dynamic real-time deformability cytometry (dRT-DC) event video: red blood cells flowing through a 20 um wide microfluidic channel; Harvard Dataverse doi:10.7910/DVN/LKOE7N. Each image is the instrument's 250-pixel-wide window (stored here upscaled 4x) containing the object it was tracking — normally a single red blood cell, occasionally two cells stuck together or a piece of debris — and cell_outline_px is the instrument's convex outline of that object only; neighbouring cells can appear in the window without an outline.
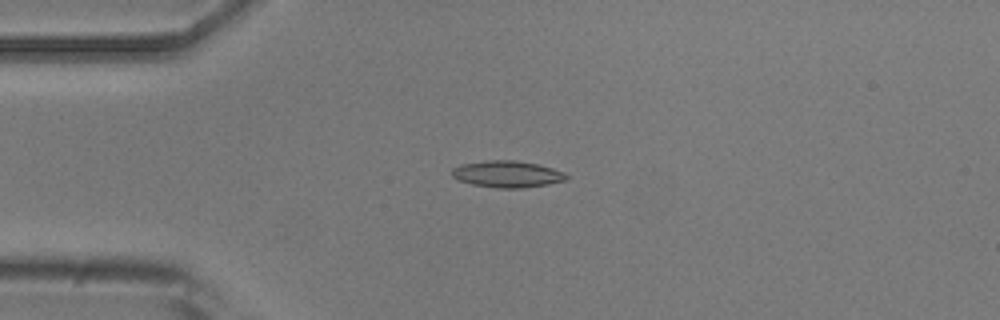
{"species": "common noctule bat (a hibernating species)", "species_latin": "Nyctalus noctula", "temperature_condition": "room temperature", "stored_images_in_passage": 6, "camera_frame_rate_fps": 3000, "um_per_image_px": 0.085, "animal": {"sex": "male", "body_mass_g": 20.5, "forearm_length_mm": 52.5}, "frame": {"image": 1, "passage_image": 3, "time_ms": 2.333, "image_size_px": [1000, 320], "cell_outline_px": [[568, 176], [564, 180], [548, 184], [520, 188], [496, 188], [472, 184], [460, 180], [452, 176], [452, 168], [460, 164], [488, 160], [512, 160], [536, 164], [552, 168], [564, 172]], "centroid_in_image_um": [43.08, 14.79], "position_along_channel_um": 41.9, "area_um2": 17.57}}
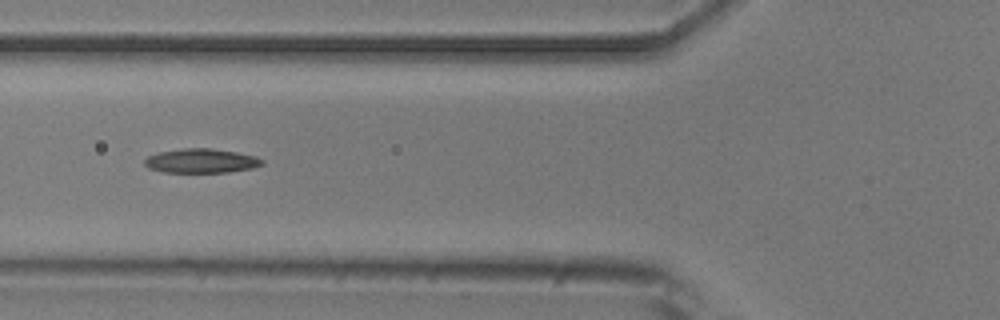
{"frame": {"image": 2, "passage_image": 5, "time_ms": 4.667, "image_size_px": [1000, 320], "cell_outline_px": [[264, 164], [252, 168], [228, 172], [164, 172], [148, 168], [144, 164], [144, 160], [148, 156], [156, 152], [184, 148], [208, 148], [236, 152], [256, 156], [264, 160]], "centroid_in_image_um": [17.09, 13.67], "position_along_channel_um": 108.7, "area_um2": 16.65}}
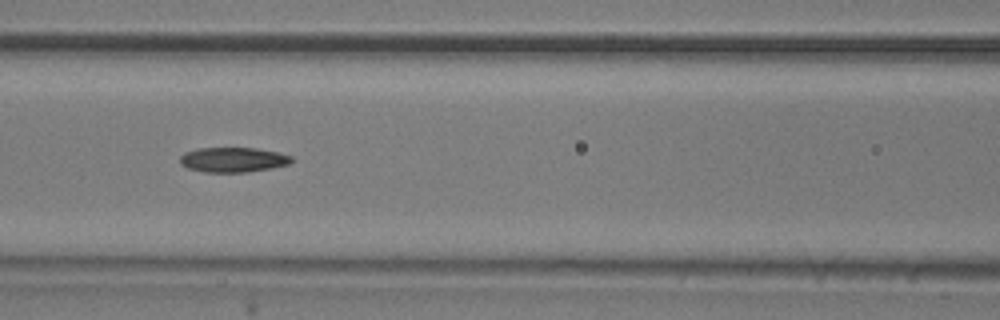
{"frame": {"image": 3, "passage_image": 6, "time_ms": 5.667, "image_size_px": [1000, 320], "cell_outline_px": [[292, 160], [288, 164], [272, 168], [248, 172], [204, 172], [188, 168], [180, 164], [180, 156], [184, 152], [196, 148], [256, 148], [276, 152], [292, 156]], "centroid_in_image_um": [19.78, 13.57], "position_along_channel_um": 146.8, "area_um2": 16.18}}